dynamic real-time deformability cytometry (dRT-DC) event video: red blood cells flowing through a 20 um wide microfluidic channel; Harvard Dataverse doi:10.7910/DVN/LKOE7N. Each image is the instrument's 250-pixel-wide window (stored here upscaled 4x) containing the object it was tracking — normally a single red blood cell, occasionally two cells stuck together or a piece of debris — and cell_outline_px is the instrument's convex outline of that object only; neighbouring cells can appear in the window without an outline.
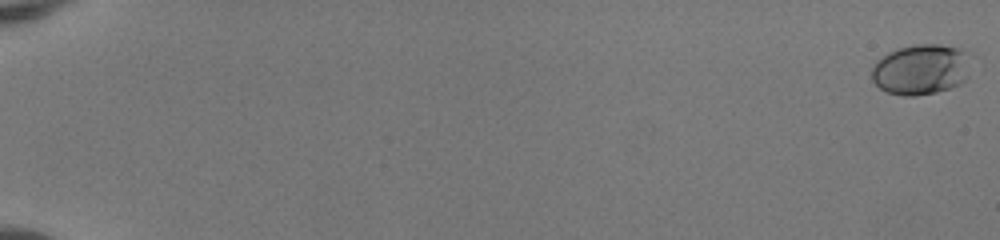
{"species": "human", "species_latin": "Homo sapiens", "temperature_condition": "room temperature", "stored_images_in_passage": 53, "camera_frame_rate_fps": 3000, "um_per_image_px": 0.085, "donor": {"sex": "female"}, "frame": {"image": 1, "passage_image": 1, "time_ms": 0.0, "image_size_px": [1000, 240], "cell_outline_px": [[968, 76], [960, 84], [936, 92], [916, 96], [904, 96], [888, 92], [880, 88], [872, 80], [872, 68], [876, 60], [888, 52], [896, 48], [912, 44], [940, 44], [956, 48], [968, 52]], "centroid_in_image_um": [78.25, 5.89], "position_along_channel_um": 6.8, "area_um2": 29.25}}
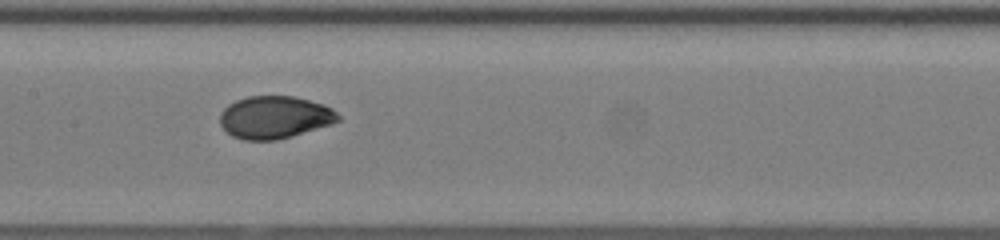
{"frame": {"image": 2, "passage_image": 30, "time_ms": 9.667, "image_size_px": [1000, 240], "cell_outline_px": [[340, 120], [332, 124], [292, 136], [276, 140], [244, 140], [232, 136], [220, 124], [220, 112], [228, 104], [236, 100], [248, 96], [292, 96], [324, 104], [332, 108], [340, 116]], "centroid_in_image_um": [23.35, 9.97], "position_along_channel_um": 184.1, "area_um2": 29.3}}
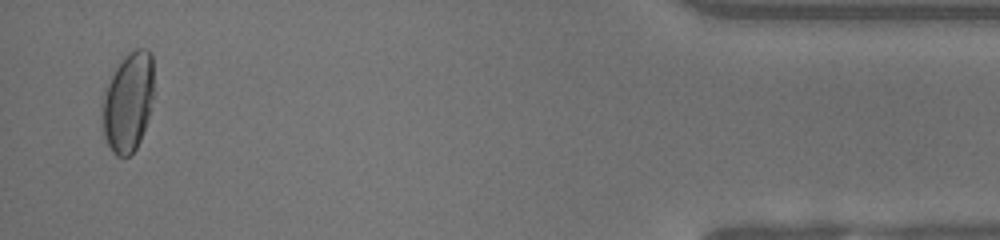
{"frame": {"image": 3, "passage_image": 52, "time_ms": 17.0, "image_size_px": [1000, 240], "cell_outline_px": [[152, 96], [148, 116], [140, 140], [136, 148], [128, 156], [116, 156], [112, 152], [104, 136], [104, 96], [108, 84], [116, 68], [124, 56], [128, 52], [136, 48], [148, 48], [152, 52]], "centroid_in_image_um": [10.91, 8.64], "position_along_channel_um": 424.3, "area_um2": 29.07}, "authors_computed_cell_mechanics": {"area_um2": 28.9, "velocity_mm_per_s": 4.1386, "shape_relaxation_time_tau1_ms": 4.1289, "shape_relaxation_time_tau2_ms": null, "deformation_change_tau1": 0.1744, "deformation_change_tau2": null}}